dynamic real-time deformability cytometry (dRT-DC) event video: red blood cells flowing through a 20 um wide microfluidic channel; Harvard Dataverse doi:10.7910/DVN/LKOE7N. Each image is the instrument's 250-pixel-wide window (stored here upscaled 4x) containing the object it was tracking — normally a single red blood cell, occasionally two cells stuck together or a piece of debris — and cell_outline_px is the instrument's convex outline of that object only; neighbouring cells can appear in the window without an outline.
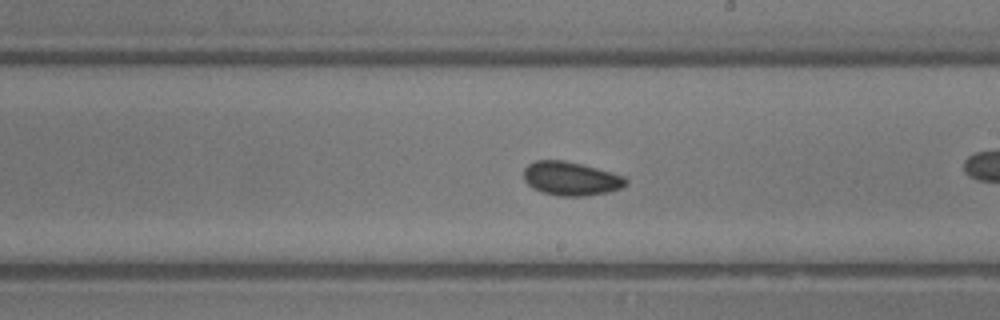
{"species": "common noctule bat (a hibernating species)", "species_latin": "Nyctalus noctula", "temperature_condition": "room temperature", "stored_images_in_passage": 37, "camera_frame_rate_fps": 3000, "um_per_image_px": 0.085, "animal": {"sex": "male", "body_mass_g": 13.3}, "frame": {"image": 1, "passage_image": 16, "time_ms": 5.0, "image_size_px": [1000, 320], "cell_outline_px": [[628, 184], [620, 188], [608, 192], [584, 196], [560, 196], [540, 192], [532, 188], [524, 180], [524, 168], [528, 164], [536, 160], [564, 160], [596, 168], [624, 176], [628, 180]], "centroid_in_image_um": [48.51, 15.18], "position_along_channel_um": 240.5, "area_um2": 20.11}}
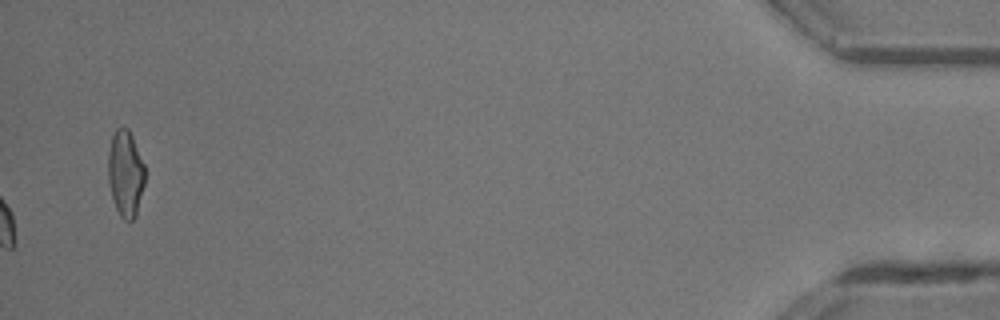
{"frame": {"image": 2, "passage_image": 37, "time_ms": 12.0, "image_size_px": [1000, 320], "cell_outline_px": [[144, 184], [136, 216], [132, 220], [124, 220], [120, 216], [112, 200], [108, 180], [108, 152], [112, 136], [116, 128], [128, 128], [132, 136], [144, 164]], "centroid_in_image_um": [10.65, 14.76], "position_along_channel_um": 424.5, "area_um2": 18.5}, "authors_computed_cell_mechanics": {"area_um2": 19.3052, "velocity_mm_per_s": 4.4433, "shape_relaxation_time_tau1_ms": 2.0281, "shape_relaxation_time_tau2_ms": 1.9377, "deformation_change_tau1": 0.0582, "deformation_change_tau2": 0.0596}}